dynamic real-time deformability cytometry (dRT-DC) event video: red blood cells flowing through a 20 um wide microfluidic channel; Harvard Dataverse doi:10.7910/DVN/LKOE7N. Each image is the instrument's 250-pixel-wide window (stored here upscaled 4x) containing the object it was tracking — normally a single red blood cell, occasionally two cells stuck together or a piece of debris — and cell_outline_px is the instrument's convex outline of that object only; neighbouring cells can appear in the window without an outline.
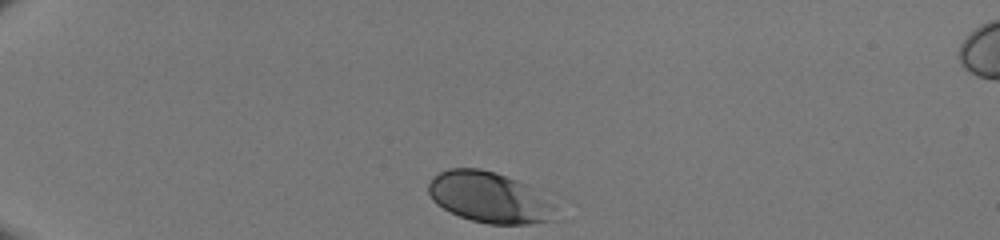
{"species": "human", "species_latin": "Homo sapiens", "temperature_condition": "room temperature", "stored_images_in_passage": 31, "camera_frame_rate_fps": 3000, "um_per_image_px": 0.085, "donor": {"sex": "male"}, "frame": {"image": 1, "passage_image": 1, "time_ms": 0.0, "image_size_px": [1000, 240], "cell_outline_px": [[560, 220], [528, 224], [488, 224], [472, 220], [460, 216], [436, 204], [432, 200], [428, 192], [428, 184], [432, 176], [448, 168], [480, 168], [496, 172], [528, 184], [556, 200]], "centroid_in_image_um": [41.73, 16.79], "position_along_channel_um": 43.3, "area_um2": 38.9}}
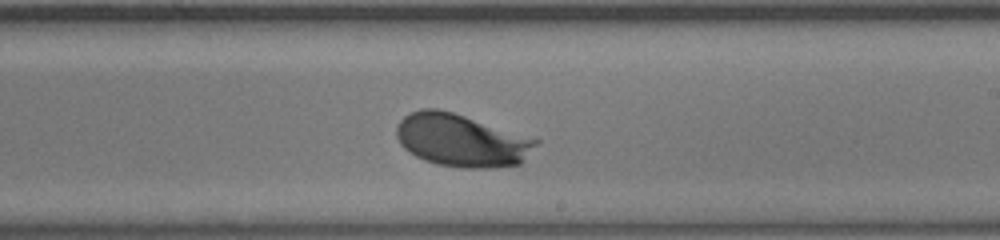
{"frame": {"image": 2, "passage_image": 20, "time_ms": 6.333, "image_size_px": [1000, 240], "cell_outline_px": [[540, 140], [520, 164], [492, 168], [464, 168], [436, 164], [424, 160], [408, 152], [400, 144], [396, 136], [396, 128], [400, 120], [404, 116], [420, 108], [436, 108], [452, 112]], "centroid_in_image_um": [39.18, 11.94], "position_along_channel_um": 249.8, "area_um2": 42.54}}
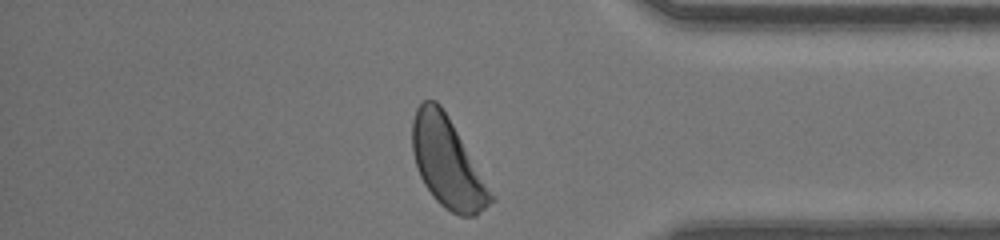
{"frame": {"image": 3, "passage_image": 31, "time_ms": 10.0, "image_size_px": [1000, 240], "cell_outline_px": [[496, 200], [476, 216], [460, 216], [444, 208], [432, 196], [424, 184], [416, 168], [412, 152], [412, 120], [416, 108], [424, 100], [436, 100], [440, 104], [448, 116], [496, 196]], "centroid_in_image_um": [38.05, 13.85], "position_along_channel_um": 397.2, "area_um2": 41.44}}